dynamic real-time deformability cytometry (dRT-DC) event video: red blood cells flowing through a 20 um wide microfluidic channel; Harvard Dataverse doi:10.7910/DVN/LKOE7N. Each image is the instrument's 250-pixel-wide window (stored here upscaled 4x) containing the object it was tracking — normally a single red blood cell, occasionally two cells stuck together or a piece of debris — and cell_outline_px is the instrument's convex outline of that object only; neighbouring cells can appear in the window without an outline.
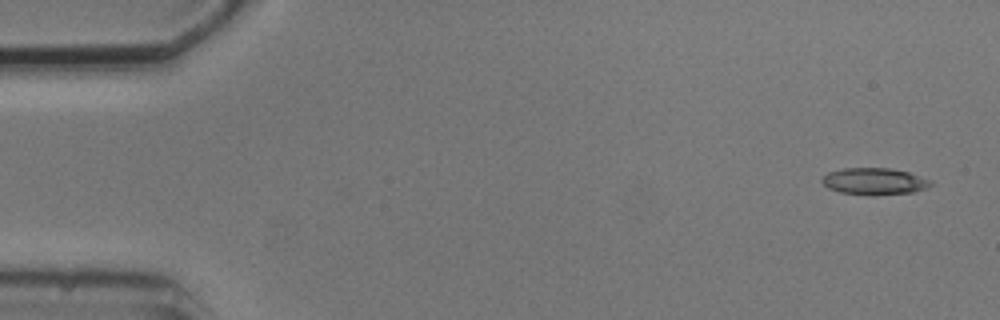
{"species": "common noctule bat (a hibernating species)", "species_latin": "Nyctalus noctula", "temperature_condition": "cold", "stored_images_in_passage": 6, "camera_frame_rate_fps": 3000, "um_per_image_px": 0.085, "animal": {"sex": "male", "body_mass_g": 20.5, "forearm_length_mm": 52.5}, "frame": {"image": 1, "passage_image": 1, "time_ms": 0.0, "image_size_px": [1000, 320], "cell_outline_px": [[932, 184], [924, 188], [912, 192], [872, 196], [840, 192], [828, 188], [820, 180], [828, 172], [844, 168], [888, 168], [908, 172], [932, 180]], "centroid_in_image_um": [74.3, 15.42], "position_along_channel_um": 10.7, "area_um2": 16.94}}
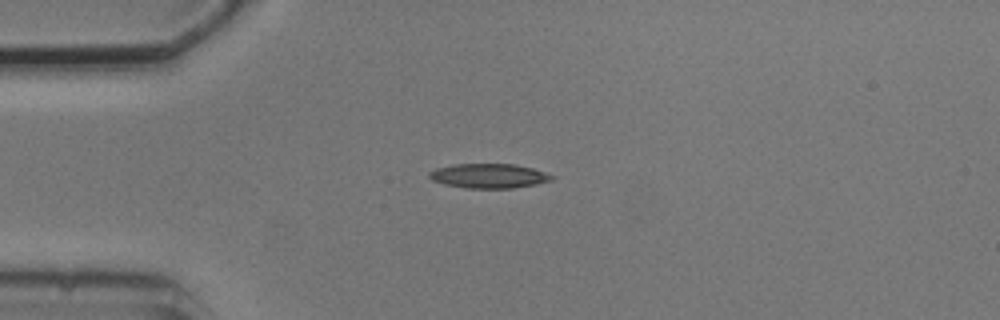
{"frame": {"image": 2, "passage_image": 4, "time_ms": 3.667, "image_size_px": [1000, 320], "cell_outline_px": [[556, 176], [552, 180], [536, 184], [512, 188], [464, 188], [444, 184], [432, 180], [428, 176], [428, 172], [436, 168], [452, 164], [516, 164], [532, 168]], "centroid_in_image_um": [41.53, 14.95], "position_along_channel_um": 43.5, "area_um2": 17.57}}
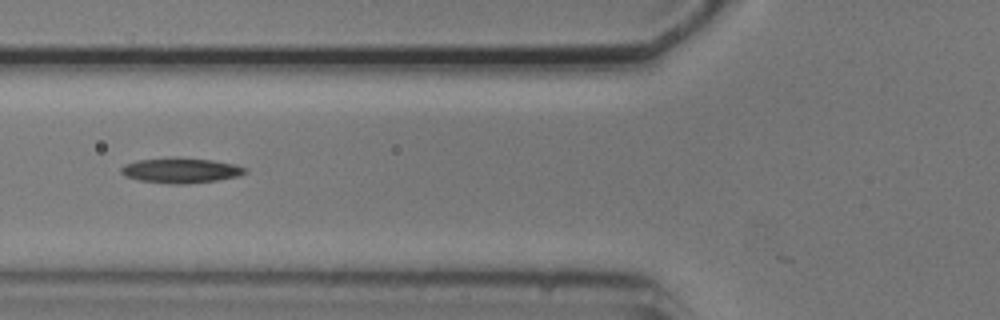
{"frame": {"image": 3, "passage_image": 6, "time_ms": 6.0, "image_size_px": [1000, 320], "cell_outline_px": [[248, 172], [240, 176], [216, 180], [184, 184], [168, 184], [140, 180], [124, 176], [120, 172], [120, 168], [124, 164], [136, 160], [176, 156], [212, 160], [236, 164], [248, 168]], "centroid_in_image_um": [15.37, 14.47], "position_along_channel_um": 110.4, "area_um2": 18.61}}